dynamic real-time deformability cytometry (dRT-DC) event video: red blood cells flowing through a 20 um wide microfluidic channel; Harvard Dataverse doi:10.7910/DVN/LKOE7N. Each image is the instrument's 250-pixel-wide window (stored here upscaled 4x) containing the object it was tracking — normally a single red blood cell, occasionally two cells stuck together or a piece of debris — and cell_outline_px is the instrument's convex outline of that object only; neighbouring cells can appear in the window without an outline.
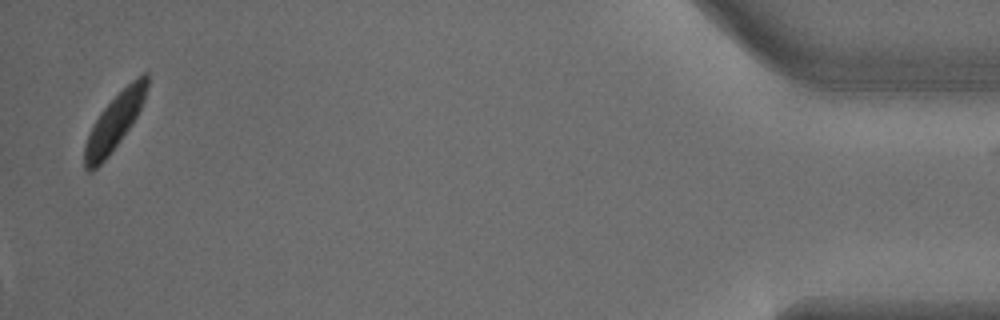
{"species": "common noctule bat (a hibernating species)", "species_latin": "Nyctalus noctula", "temperature_condition": "warm", "stored_images_in_passage": 29, "camera_frame_rate_fps": 3000, "um_per_image_px": 0.085, "animal": {"sex": "male", "body_mass_g": 18.8}, "frame": {"image": 1, "passage_image": 29, "time_ms": 9.333, "image_size_px": [1000, 320], "cell_outline_px": [[148, 88], [144, 100], [132, 124], [108, 156], [92, 172], [88, 172], [84, 168], [84, 144], [92, 124], [100, 112], [132, 80], [144, 72], [148, 72]], "centroid_in_image_um": [9.71, 10.39], "position_along_channel_um": 425.5, "area_um2": 20.11}}